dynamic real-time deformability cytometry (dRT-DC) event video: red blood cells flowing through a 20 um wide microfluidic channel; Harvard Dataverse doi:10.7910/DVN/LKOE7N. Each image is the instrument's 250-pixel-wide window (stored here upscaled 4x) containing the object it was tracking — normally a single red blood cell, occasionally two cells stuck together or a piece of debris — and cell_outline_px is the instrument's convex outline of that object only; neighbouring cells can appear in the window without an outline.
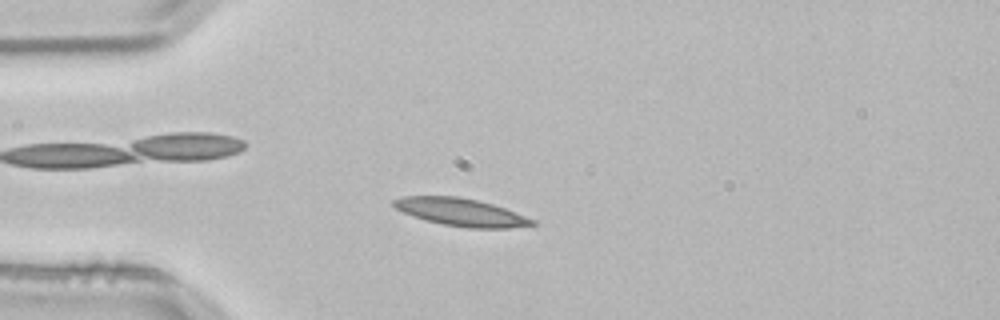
{"species": "common noctule bat (a hibernating species)", "species_latin": "Nyctalus noctula", "temperature_condition": "room temperature", "stored_images_in_passage": 53, "camera_frame_rate_fps": 3000, "um_per_image_px": 0.085, "animal": {"sex": "male", "body_mass_g": 21.5, "forearm_length_mm": 52.0}, "frame": {"image": 1, "passage_image": 13, "time_ms": 4.0, "image_size_px": [1000, 320], "cell_outline_px": [[536, 224], [508, 228], [468, 228], [444, 224], [412, 216], [396, 208], [392, 204], [392, 200], [404, 196], [460, 196], [492, 204], [504, 208], [536, 220]], "centroid_in_image_um": [39.18, 18.03], "position_along_channel_um": 45.8, "area_um2": 22.08}}
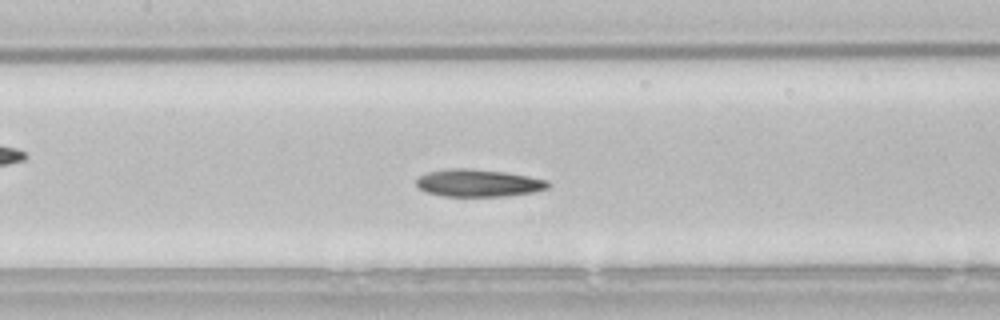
{"frame": {"image": 2, "passage_image": 24, "time_ms": 7.667, "image_size_px": [1000, 320], "cell_outline_px": [[552, 184], [548, 188], [536, 192], [504, 196], [444, 196], [428, 192], [420, 188], [416, 184], [416, 180], [420, 176], [428, 172], [448, 168], [472, 168], [504, 172], [528, 176], [548, 180]], "centroid_in_image_um": [40.71, 15.55], "position_along_channel_um": 166.7, "area_um2": 21.1}}
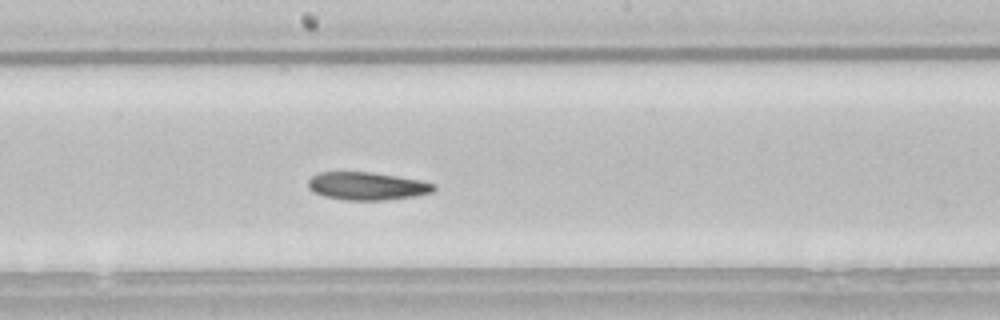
{"frame": {"image": 3, "passage_image": 28, "time_ms": 9.0, "image_size_px": [1000, 320], "cell_outline_px": [[436, 188], [432, 192], [416, 196], [384, 200], [348, 200], [324, 196], [312, 192], [308, 188], [308, 180], [312, 176], [320, 172], [372, 172], [420, 180], [436, 184]], "centroid_in_image_um": [31.2, 15.81], "position_along_channel_um": 217.0, "area_um2": 20.46}, "authors_computed_cell_mechanics": {"area_um2": 21.1548, "velocity_mm_per_s": 3.7845, "shape_relaxation_time_tau1_ms": 5.5371, "shape_relaxation_time_tau2_ms": 9.0545, "deformation_change_tau1": 0.1384, "deformation_change_tau2": 0.1678}}